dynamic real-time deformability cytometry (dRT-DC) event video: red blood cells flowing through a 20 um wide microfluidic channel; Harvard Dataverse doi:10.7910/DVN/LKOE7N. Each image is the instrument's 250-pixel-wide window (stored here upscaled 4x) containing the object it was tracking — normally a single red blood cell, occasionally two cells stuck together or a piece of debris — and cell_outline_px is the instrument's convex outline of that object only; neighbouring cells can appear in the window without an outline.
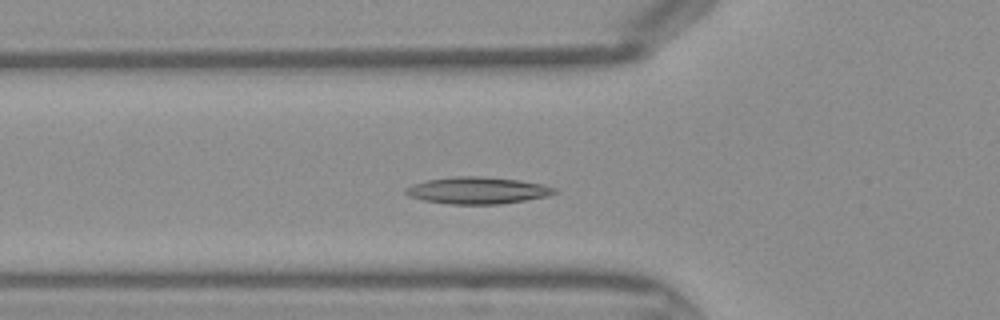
{"species": "Egyptian fruit bat (a non-hibernating species)", "species_latin": "Rousettus aegyptiacus", "temperature_condition": "warm", "stored_images_in_passage": 36, "camera_frame_rate_fps": 3000, "um_per_image_px": 0.085, "frame": {"image": 1, "passage_image": 7, "time_ms": 2.0, "image_size_px": [1000, 320], "cell_outline_px": [[560, 192], [548, 196], [500, 204], [448, 204], [424, 200], [408, 196], [404, 192], [404, 188], [412, 184], [428, 180], [452, 176], [480, 176], [520, 180], [544, 184], [556, 188]], "centroid_in_image_um": [40.6, 16.18], "position_along_channel_um": 85.2, "area_um2": 23.47}}
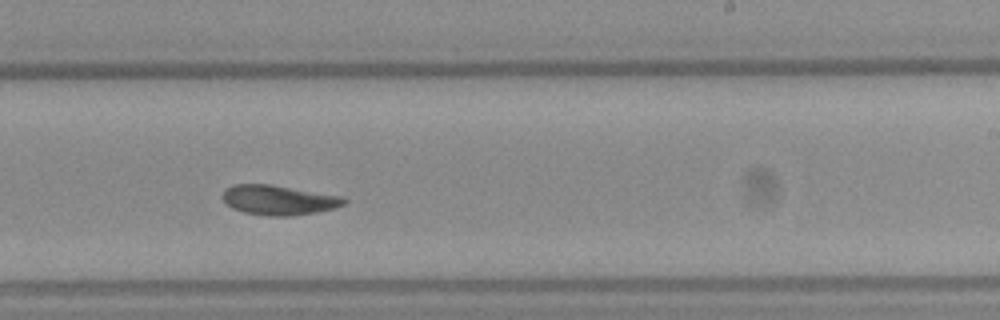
{"frame": {"image": 2, "passage_image": 19, "time_ms": 6.0, "image_size_px": [1000, 320], "cell_outline_px": [[348, 200], [344, 204], [336, 208], [316, 212], [292, 216], [264, 216], [244, 212], [232, 208], [224, 200], [224, 188], [232, 184], [272, 184], [344, 196]], "centroid_in_image_um": [23.73, 17.0], "position_along_channel_um": 265.3, "area_um2": 21.33}}
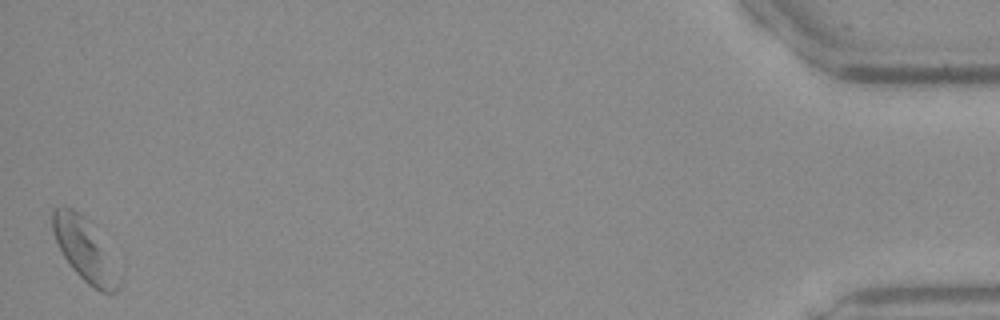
{"frame": {"image": 3, "passage_image": 36, "time_ms": 11.667, "image_size_px": [1000, 320], "cell_outline_px": [[120, 288], [116, 292], [100, 292], [88, 284], [72, 268], [64, 256], [56, 240], [52, 228], [52, 212], [56, 208], [72, 208], [84, 216], [120, 284]], "centroid_in_image_um": [7.07, 21.25], "position_along_channel_um": 428.1, "area_um2": 21.73}}